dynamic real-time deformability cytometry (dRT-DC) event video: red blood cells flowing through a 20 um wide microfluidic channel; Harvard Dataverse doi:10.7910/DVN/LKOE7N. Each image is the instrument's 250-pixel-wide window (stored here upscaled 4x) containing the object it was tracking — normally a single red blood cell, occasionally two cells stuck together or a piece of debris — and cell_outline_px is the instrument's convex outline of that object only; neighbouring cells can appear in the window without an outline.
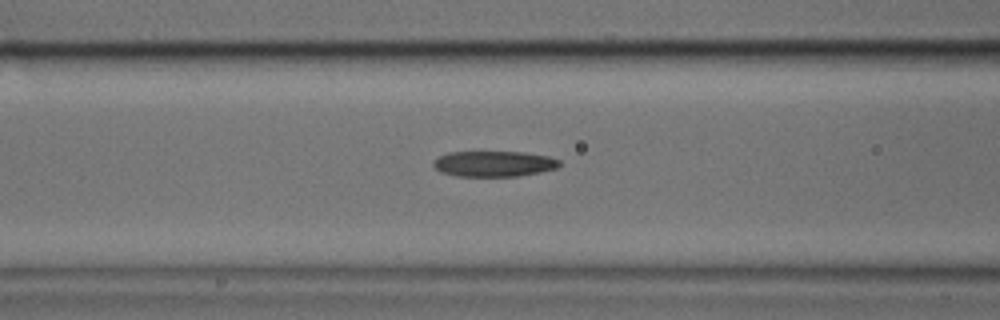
{"species": "common noctule bat (a hibernating species)", "species_latin": "Nyctalus noctula", "temperature_condition": "cold", "stored_images_in_passage": 43, "camera_frame_rate_fps": 3000, "um_per_image_px": 0.085, "animal": {"sex": "male", "body_mass_g": 17.9, "forearm_length_mm": 54.2}, "frame": {"image": 1, "passage_image": 19, "time_ms": 6.0, "image_size_px": [1000, 320], "cell_outline_px": [[560, 164], [556, 168], [540, 172], [516, 176], [456, 176], [440, 172], [432, 164], [432, 160], [448, 152], [524, 152], [548, 156], [560, 160]], "centroid_in_image_um": [41.95, 13.92], "position_along_channel_um": 124.6, "area_um2": 18.84}}
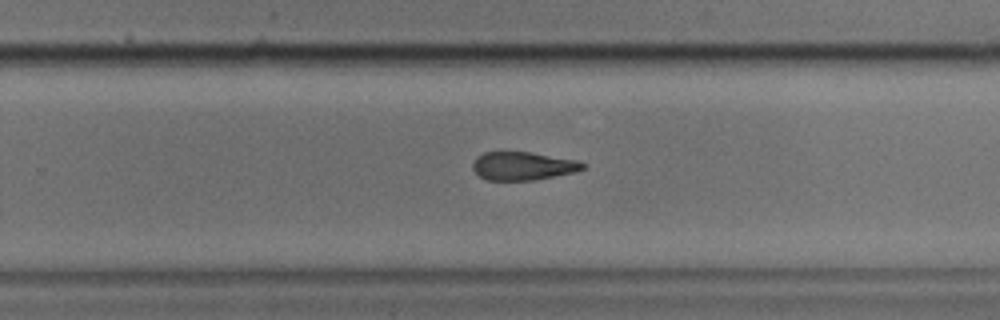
{"frame": {"image": 2, "passage_image": 31, "time_ms": 10.0, "image_size_px": [1000, 320], "cell_outline_px": [[584, 168], [576, 172], [532, 180], [488, 180], [480, 176], [472, 168], [472, 164], [476, 156], [484, 152], [528, 152], [576, 160], [584, 164]], "centroid_in_image_um": [44.41, 14.11], "position_along_channel_um": 285.4, "area_um2": 17.92}}
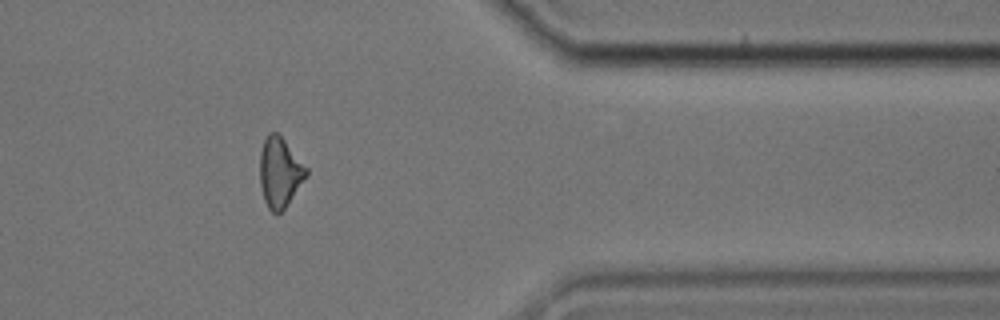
{"frame": {"image": 3, "passage_image": 40, "time_ms": 13.0, "image_size_px": [1000, 320], "cell_outline_px": [[308, 176], [284, 208], [276, 216], [268, 208], [264, 200], [260, 184], [260, 152], [264, 140], [268, 132], [276, 132], [284, 140], [308, 168]], "centroid_in_image_um": [23.78, 14.66], "position_along_channel_um": 387.6, "area_um2": 18.9}}